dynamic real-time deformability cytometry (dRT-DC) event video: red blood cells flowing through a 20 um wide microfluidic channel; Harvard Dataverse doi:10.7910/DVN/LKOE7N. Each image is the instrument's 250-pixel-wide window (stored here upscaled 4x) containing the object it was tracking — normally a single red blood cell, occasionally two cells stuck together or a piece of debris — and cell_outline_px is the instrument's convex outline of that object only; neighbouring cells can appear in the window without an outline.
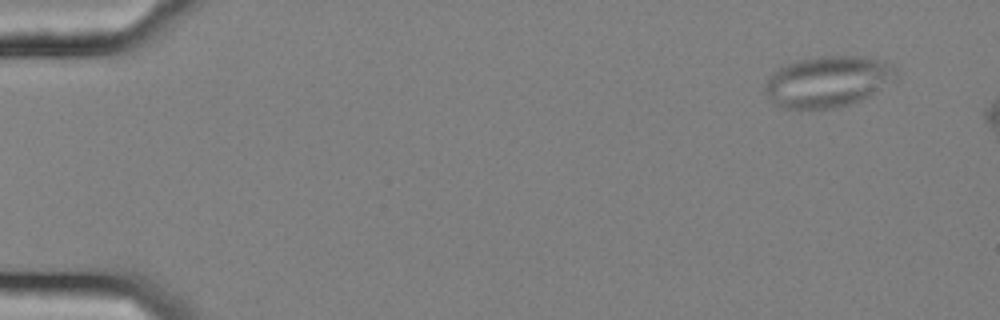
{"species": "common noctule bat (a hibernating species)", "species_latin": "Nyctalus noctula", "temperature_condition": "cold", "stored_images_in_passage": 11, "camera_frame_rate_fps": 3000, "um_per_image_px": 0.085, "animal": {"sex": "female", "body_mass_g": 25.1}, "frame": {"image": 1, "passage_image": 4, "time_ms": 1.0, "image_size_px": [1000, 320], "cell_outline_px": [[896, 76], [868, 96], [860, 100], [836, 108], [784, 108], [776, 104], [764, 92], [764, 84], [772, 72], [784, 64], [796, 60], [820, 56], [856, 56], [876, 60], [892, 64], [896, 68]], "centroid_in_image_um": [70.28, 6.92], "position_along_channel_um": 14.7, "area_um2": 38.44}}